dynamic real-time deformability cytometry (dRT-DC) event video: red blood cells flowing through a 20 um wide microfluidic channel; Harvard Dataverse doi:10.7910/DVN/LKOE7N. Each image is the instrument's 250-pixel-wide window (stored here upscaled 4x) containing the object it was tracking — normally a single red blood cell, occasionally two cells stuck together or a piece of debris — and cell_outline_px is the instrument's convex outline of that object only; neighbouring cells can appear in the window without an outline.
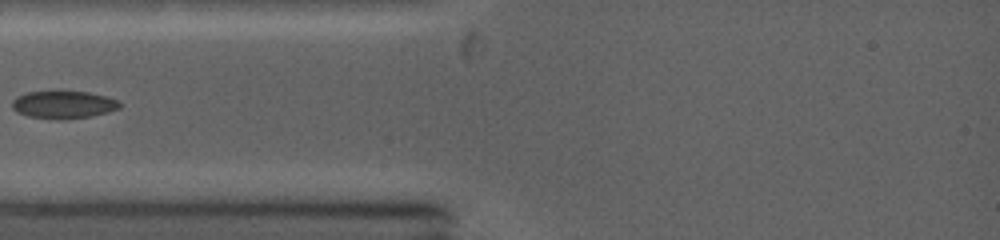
{"species": "common noctule bat (a hibernating species)", "species_latin": "Nyctalus noctula", "temperature_condition": "warm", "stored_images_in_passage": 11, "camera_frame_rate_fps": 5000, "um_per_image_px": 0.085, "animal": {"sex": "female", "body_mass_g": 19.0, "forearm_length_mm": 53.3}, "frame": {"image": 1, "passage_image": 5, "time_ms": 2.4, "image_size_px": [1000, 240], "cell_outline_px": [[120, 108], [108, 112], [92, 116], [64, 120], [60, 120], [28, 116], [16, 112], [12, 108], [12, 100], [16, 96], [28, 92], [84, 92], [104, 96], [116, 100], [120, 104]], "centroid_in_image_um": [5.35, 8.92], "position_along_channel_um": 79.6, "area_um2": 17.17}}
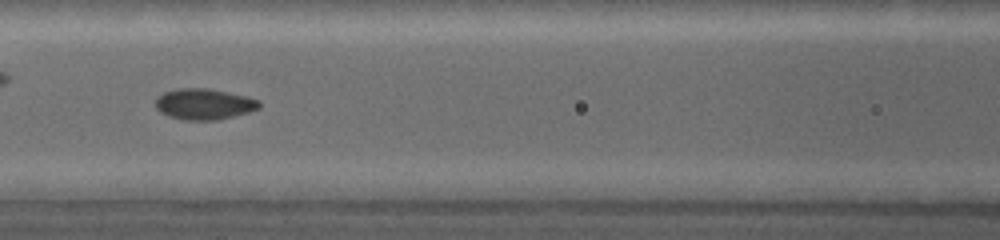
{"frame": {"image": 2, "passage_image": 7, "time_ms": 4.0, "image_size_px": [1000, 240], "cell_outline_px": [[260, 108], [248, 112], [216, 120], [184, 120], [168, 116], [160, 112], [156, 108], [156, 100], [164, 92], [184, 88], [204, 88], [244, 96], [260, 100]], "centroid_in_image_um": [17.34, 8.86], "position_along_channel_um": 149.3, "area_um2": 18.32}}
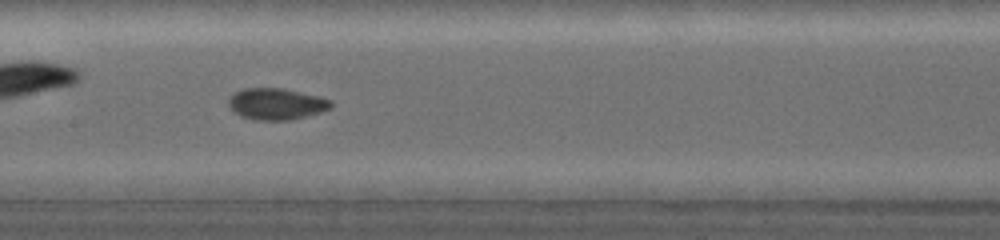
{"frame": {"image": 3, "passage_image": 8, "time_ms": 4.8, "image_size_px": [1000, 240], "cell_outline_px": [[332, 108], [320, 112], [288, 120], [252, 120], [240, 116], [232, 112], [228, 104], [228, 100], [236, 92], [248, 88], [280, 88], [316, 96], [328, 100], [332, 104]], "centroid_in_image_um": [23.43, 8.85], "position_along_channel_um": 184.0, "area_um2": 18.44}}